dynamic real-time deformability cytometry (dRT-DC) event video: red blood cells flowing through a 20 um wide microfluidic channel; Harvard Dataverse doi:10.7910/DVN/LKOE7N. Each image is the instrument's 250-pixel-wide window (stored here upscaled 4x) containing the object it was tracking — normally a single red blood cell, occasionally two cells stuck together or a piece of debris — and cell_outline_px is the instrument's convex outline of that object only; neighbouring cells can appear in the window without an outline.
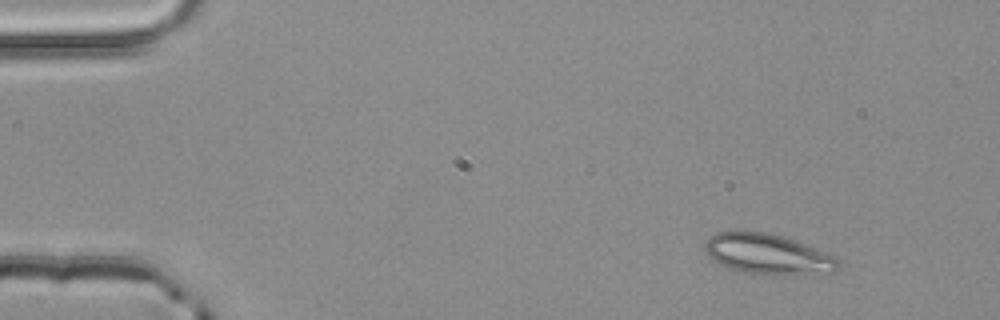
{"species": "common noctule bat (a hibernating species)", "species_latin": "Nyctalus noctula", "temperature_condition": "room temperature", "stored_images_in_passage": 4, "segment_of_instrument_passage": [1, 2], "camera_frame_rate_fps": 3000, "um_per_image_px": 0.085, "animal": {"sex": "male", "body_mass_g": 20.4}, "frame": {"image": 1, "passage_image": 1, "time_ms": 0.0, "image_size_px": [1000, 320], "cell_outline_px": [[840, 268], [836, 272], [748, 272], [728, 268], [712, 260], [708, 256], [704, 248], [704, 244], [708, 236], [716, 232], [740, 228], [768, 232], [784, 236], [836, 256], [840, 264]], "centroid_in_image_um": [65.16, 21.5], "position_along_channel_um": 19.8, "area_um2": 31.15}}